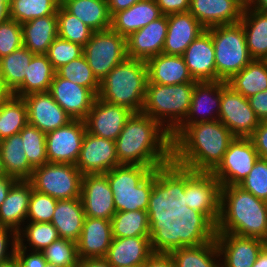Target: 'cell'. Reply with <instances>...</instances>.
<instances>
[{
  "instance_id": "cell-1",
  "label": "cell",
  "mask_w": 267,
  "mask_h": 267,
  "mask_svg": "<svg viewBox=\"0 0 267 267\" xmlns=\"http://www.w3.org/2000/svg\"><path fill=\"white\" fill-rule=\"evenodd\" d=\"M221 184L211 172L166 167L165 228L168 232H212L220 216Z\"/></svg>"
},
{
  "instance_id": "cell-2",
  "label": "cell",
  "mask_w": 267,
  "mask_h": 267,
  "mask_svg": "<svg viewBox=\"0 0 267 267\" xmlns=\"http://www.w3.org/2000/svg\"><path fill=\"white\" fill-rule=\"evenodd\" d=\"M115 147L120 165H143L155 170L172 163L171 133L142 112L128 118Z\"/></svg>"
},
{
  "instance_id": "cell-3",
  "label": "cell",
  "mask_w": 267,
  "mask_h": 267,
  "mask_svg": "<svg viewBox=\"0 0 267 267\" xmlns=\"http://www.w3.org/2000/svg\"><path fill=\"white\" fill-rule=\"evenodd\" d=\"M116 212L165 211L166 168L120 165L106 174Z\"/></svg>"
},
{
  "instance_id": "cell-4",
  "label": "cell",
  "mask_w": 267,
  "mask_h": 267,
  "mask_svg": "<svg viewBox=\"0 0 267 267\" xmlns=\"http://www.w3.org/2000/svg\"><path fill=\"white\" fill-rule=\"evenodd\" d=\"M235 139L219 120L188 125L172 141V162L195 172H212Z\"/></svg>"
},
{
  "instance_id": "cell-5",
  "label": "cell",
  "mask_w": 267,
  "mask_h": 267,
  "mask_svg": "<svg viewBox=\"0 0 267 267\" xmlns=\"http://www.w3.org/2000/svg\"><path fill=\"white\" fill-rule=\"evenodd\" d=\"M211 233H230L267 242V201L238 185L222 186L220 216Z\"/></svg>"
},
{
  "instance_id": "cell-6",
  "label": "cell",
  "mask_w": 267,
  "mask_h": 267,
  "mask_svg": "<svg viewBox=\"0 0 267 267\" xmlns=\"http://www.w3.org/2000/svg\"><path fill=\"white\" fill-rule=\"evenodd\" d=\"M147 82L146 61L126 58L100 82L97 97L138 113L144 106Z\"/></svg>"
},
{
  "instance_id": "cell-7",
  "label": "cell",
  "mask_w": 267,
  "mask_h": 267,
  "mask_svg": "<svg viewBox=\"0 0 267 267\" xmlns=\"http://www.w3.org/2000/svg\"><path fill=\"white\" fill-rule=\"evenodd\" d=\"M196 83L161 85L147 82L142 113L172 133L186 118Z\"/></svg>"
},
{
  "instance_id": "cell-8",
  "label": "cell",
  "mask_w": 267,
  "mask_h": 267,
  "mask_svg": "<svg viewBox=\"0 0 267 267\" xmlns=\"http://www.w3.org/2000/svg\"><path fill=\"white\" fill-rule=\"evenodd\" d=\"M176 267H221L220 254L211 232H166L161 244Z\"/></svg>"
},
{
  "instance_id": "cell-9",
  "label": "cell",
  "mask_w": 267,
  "mask_h": 267,
  "mask_svg": "<svg viewBox=\"0 0 267 267\" xmlns=\"http://www.w3.org/2000/svg\"><path fill=\"white\" fill-rule=\"evenodd\" d=\"M207 30L211 33L215 50L216 81L227 82L253 60L246 44L244 28L238 22Z\"/></svg>"
},
{
  "instance_id": "cell-10",
  "label": "cell",
  "mask_w": 267,
  "mask_h": 267,
  "mask_svg": "<svg viewBox=\"0 0 267 267\" xmlns=\"http://www.w3.org/2000/svg\"><path fill=\"white\" fill-rule=\"evenodd\" d=\"M82 177L75 164L47 162L34 168L29 181L35 191L64 200L80 198Z\"/></svg>"
},
{
  "instance_id": "cell-11",
  "label": "cell",
  "mask_w": 267,
  "mask_h": 267,
  "mask_svg": "<svg viewBox=\"0 0 267 267\" xmlns=\"http://www.w3.org/2000/svg\"><path fill=\"white\" fill-rule=\"evenodd\" d=\"M89 67L101 82L107 74L127 58L126 38L111 28L93 32L83 46Z\"/></svg>"
},
{
  "instance_id": "cell-12",
  "label": "cell",
  "mask_w": 267,
  "mask_h": 267,
  "mask_svg": "<svg viewBox=\"0 0 267 267\" xmlns=\"http://www.w3.org/2000/svg\"><path fill=\"white\" fill-rule=\"evenodd\" d=\"M218 120L222 122L235 137L248 138L260 120L250 107L248 99L235 92L227 82L221 81V104Z\"/></svg>"
},
{
  "instance_id": "cell-13",
  "label": "cell",
  "mask_w": 267,
  "mask_h": 267,
  "mask_svg": "<svg viewBox=\"0 0 267 267\" xmlns=\"http://www.w3.org/2000/svg\"><path fill=\"white\" fill-rule=\"evenodd\" d=\"M259 155L249 138L235 137L222 161L211 172L221 186L238 185L252 170Z\"/></svg>"
},
{
  "instance_id": "cell-14",
  "label": "cell",
  "mask_w": 267,
  "mask_h": 267,
  "mask_svg": "<svg viewBox=\"0 0 267 267\" xmlns=\"http://www.w3.org/2000/svg\"><path fill=\"white\" fill-rule=\"evenodd\" d=\"M113 238L136 236H164L165 211H121L112 217Z\"/></svg>"
},
{
  "instance_id": "cell-15",
  "label": "cell",
  "mask_w": 267,
  "mask_h": 267,
  "mask_svg": "<svg viewBox=\"0 0 267 267\" xmlns=\"http://www.w3.org/2000/svg\"><path fill=\"white\" fill-rule=\"evenodd\" d=\"M86 132L85 121L72 120L46 134L48 162L76 164Z\"/></svg>"
},
{
  "instance_id": "cell-16",
  "label": "cell",
  "mask_w": 267,
  "mask_h": 267,
  "mask_svg": "<svg viewBox=\"0 0 267 267\" xmlns=\"http://www.w3.org/2000/svg\"><path fill=\"white\" fill-rule=\"evenodd\" d=\"M221 104V81L197 82L185 120L171 133L172 141L190 124L218 120Z\"/></svg>"
},
{
  "instance_id": "cell-17",
  "label": "cell",
  "mask_w": 267,
  "mask_h": 267,
  "mask_svg": "<svg viewBox=\"0 0 267 267\" xmlns=\"http://www.w3.org/2000/svg\"><path fill=\"white\" fill-rule=\"evenodd\" d=\"M164 236L113 238L105 259L112 267L142 265L162 244Z\"/></svg>"
},
{
  "instance_id": "cell-18",
  "label": "cell",
  "mask_w": 267,
  "mask_h": 267,
  "mask_svg": "<svg viewBox=\"0 0 267 267\" xmlns=\"http://www.w3.org/2000/svg\"><path fill=\"white\" fill-rule=\"evenodd\" d=\"M75 165L83 175L106 174L114 167L120 166L115 141L97 137L86 131Z\"/></svg>"
},
{
  "instance_id": "cell-19",
  "label": "cell",
  "mask_w": 267,
  "mask_h": 267,
  "mask_svg": "<svg viewBox=\"0 0 267 267\" xmlns=\"http://www.w3.org/2000/svg\"><path fill=\"white\" fill-rule=\"evenodd\" d=\"M215 237L221 267H252L266 242L230 233H212Z\"/></svg>"
},
{
  "instance_id": "cell-20",
  "label": "cell",
  "mask_w": 267,
  "mask_h": 267,
  "mask_svg": "<svg viewBox=\"0 0 267 267\" xmlns=\"http://www.w3.org/2000/svg\"><path fill=\"white\" fill-rule=\"evenodd\" d=\"M132 113L124 106L111 104L96 97L84 120L86 131L97 137L115 141Z\"/></svg>"
},
{
  "instance_id": "cell-21",
  "label": "cell",
  "mask_w": 267,
  "mask_h": 267,
  "mask_svg": "<svg viewBox=\"0 0 267 267\" xmlns=\"http://www.w3.org/2000/svg\"><path fill=\"white\" fill-rule=\"evenodd\" d=\"M80 199L87 217L111 220L116 213L113 193L105 174H84Z\"/></svg>"
},
{
  "instance_id": "cell-22",
  "label": "cell",
  "mask_w": 267,
  "mask_h": 267,
  "mask_svg": "<svg viewBox=\"0 0 267 267\" xmlns=\"http://www.w3.org/2000/svg\"><path fill=\"white\" fill-rule=\"evenodd\" d=\"M22 98L27 106L28 124L45 134L73 120L49 92L31 93Z\"/></svg>"
},
{
  "instance_id": "cell-23",
  "label": "cell",
  "mask_w": 267,
  "mask_h": 267,
  "mask_svg": "<svg viewBox=\"0 0 267 267\" xmlns=\"http://www.w3.org/2000/svg\"><path fill=\"white\" fill-rule=\"evenodd\" d=\"M73 120H85L97 95L88 88L74 84L57 74L48 91Z\"/></svg>"
},
{
  "instance_id": "cell-24",
  "label": "cell",
  "mask_w": 267,
  "mask_h": 267,
  "mask_svg": "<svg viewBox=\"0 0 267 267\" xmlns=\"http://www.w3.org/2000/svg\"><path fill=\"white\" fill-rule=\"evenodd\" d=\"M167 31V16L162 15L130 34L126 38L127 58L147 61L149 58L163 53Z\"/></svg>"
},
{
  "instance_id": "cell-25",
  "label": "cell",
  "mask_w": 267,
  "mask_h": 267,
  "mask_svg": "<svg viewBox=\"0 0 267 267\" xmlns=\"http://www.w3.org/2000/svg\"><path fill=\"white\" fill-rule=\"evenodd\" d=\"M244 8L239 0H190L189 12L208 29L240 22Z\"/></svg>"
},
{
  "instance_id": "cell-26",
  "label": "cell",
  "mask_w": 267,
  "mask_h": 267,
  "mask_svg": "<svg viewBox=\"0 0 267 267\" xmlns=\"http://www.w3.org/2000/svg\"><path fill=\"white\" fill-rule=\"evenodd\" d=\"M182 56L194 80L216 81L215 50L207 29L187 47Z\"/></svg>"
},
{
  "instance_id": "cell-27",
  "label": "cell",
  "mask_w": 267,
  "mask_h": 267,
  "mask_svg": "<svg viewBox=\"0 0 267 267\" xmlns=\"http://www.w3.org/2000/svg\"><path fill=\"white\" fill-rule=\"evenodd\" d=\"M113 240L111 221L85 216L77 243L80 260L105 258Z\"/></svg>"
},
{
  "instance_id": "cell-28",
  "label": "cell",
  "mask_w": 267,
  "mask_h": 267,
  "mask_svg": "<svg viewBox=\"0 0 267 267\" xmlns=\"http://www.w3.org/2000/svg\"><path fill=\"white\" fill-rule=\"evenodd\" d=\"M168 31L163 53L182 56L187 47L205 28L188 11L167 15Z\"/></svg>"
},
{
  "instance_id": "cell-29",
  "label": "cell",
  "mask_w": 267,
  "mask_h": 267,
  "mask_svg": "<svg viewBox=\"0 0 267 267\" xmlns=\"http://www.w3.org/2000/svg\"><path fill=\"white\" fill-rule=\"evenodd\" d=\"M148 82L161 85L197 83L188 71L183 56L161 53L146 61Z\"/></svg>"
},
{
  "instance_id": "cell-30",
  "label": "cell",
  "mask_w": 267,
  "mask_h": 267,
  "mask_svg": "<svg viewBox=\"0 0 267 267\" xmlns=\"http://www.w3.org/2000/svg\"><path fill=\"white\" fill-rule=\"evenodd\" d=\"M161 16L162 13L155 0H141L128 9L114 13L111 16L110 28L127 38Z\"/></svg>"
},
{
  "instance_id": "cell-31",
  "label": "cell",
  "mask_w": 267,
  "mask_h": 267,
  "mask_svg": "<svg viewBox=\"0 0 267 267\" xmlns=\"http://www.w3.org/2000/svg\"><path fill=\"white\" fill-rule=\"evenodd\" d=\"M32 184L29 180H17L0 205V226L18 232L26 222Z\"/></svg>"
},
{
  "instance_id": "cell-32",
  "label": "cell",
  "mask_w": 267,
  "mask_h": 267,
  "mask_svg": "<svg viewBox=\"0 0 267 267\" xmlns=\"http://www.w3.org/2000/svg\"><path fill=\"white\" fill-rule=\"evenodd\" d=\"M85 212L80 198L58 200L51 223L59 237L77 242L83 227Z\"/></svg>"
},
{
  "instance_id": "cell-33",
  "label": "cell",
  "mask_w": 267,
  "mask_h": 267,
  "mask_svg": "<svg viewBox=\"0 0 267 267\" xmlns=\"http://www.w3.org/2000/svg\"><path fill=\"white\" fill-rule=\"evenodd\" d=\"M23 46L34 54H46L58 36L57 13L21 24Z\"/></svg>"
},
{
  "instance_id": "cell-34",
  "label": "cell",
  "mask_w": 267,
  "mask_h": 267,
  "mask_svg": "<svg viewBox=\"0 0 267 267\" xmlns=\"http://www.w3.org/2000/svg\"><path fill=\"white\" fill-rule=\"evenodd\" d=\"M250 56L267 60V12L245 6L240 20Z\"/></svg>"
},
{
  "instance_id": "cell-35",
  "label": "cell",
  "mask_w": 267,
  "mask_h": 267,
  "mask_svg": "<svg viewBox=\"0 0 267 267\" xmlns=\"http://www.w3.org/2000/svg\"><path fill=\"white\" fill-rule=\"evenodd\" d=\"M0 155L7 176L30 180L34 167L28 162L20 133L0 140Z\"/></svg>"
},
{
  "instance_id": "cell-36",
  "label": "cell",
  "mask_w": 267,
  "mask_h": 267,
  "mask_svg": "<svg viewBox=\"0 0 267 267\" xmlns=\"http://www.w3.org/2000/svg\"><path fill=\"white\" fill-rule=\"evenodd\" d=\"M61 5L94 32L111 26V14L107 0H61Z\"/></svg>"
},
{
  "instance_id": "cell-37",
  "label": "cell",
  "mask_w": 267,
  "mask_h": 267,
  "mask_svg": "<svg viewBox=\"0 0 267 267\" xmlns=\"http://www.w3.org/2000/svg\"><path fill=\"white\" fill-rule=\"evenodd\" d=\"M55 74L46 54H34L23 83L11 95L22 98L31 93L48 92Z\"/></svg>"
},
{
  "instance_id": "cell-38",
  "label": "cell",
  "mask_w": 267,
  "mask_h": 267,
  "mask_svg": "<svg viewBox=\"0 0 267 267\" xmlns=\"http://www.w3.org/2000/svg\"><path fill=\"white\" fill-rule=\"evenodd\" d=\"M34 53L24 46L0 59V82L7 94H12L24 81Z\"/></svg>"
},
{
  "instance_id": "cell-39",
  "label": "cell",
  "mask_w": 267,
  "mask_h": 267,
  "mask_svg": "<svg viewBox=\"0 0 267 267\" xmlns=\"http://www.w3.org/2000/svg\"><path fill=\"white\" fill-rule=\"evenodd\" d=\"M227 85L245 98L267 90V60L253 59Z\"/></svg>"
},
{
  "instance_id": "cell-40",
  "label": "cell",
  "mask_w": 267,
  "mask_h": 267,
  "mask_svg": "<svg viewBox=\"0 0 267 267\" xmlns=\"http://www.w3.org/2000/svg\"><path fill=\"white\" fill-rule=\"evenodd\" d=\"M28 124L23 98L8 94L1 102L0 140L18 134Z\"/></svg>"
},
{
  "instance_id": "cell-41",
  "label": "cell",
  "mask_w": 267,
  "mask_h": 267,
  "mask_svg": "<svg viewBox=\"0 0 267 267\" xmlns=\"http://www.w3.org/2000/svg\"><path fill=\"white\" fill-rule=\"evenodd\" d=\"M59 238L51 222H25L17 232L18 245L30 251L41 252Z\"/></svg>"
},
{
  "instance_id": "cell-42",
  "label": "cell",
  "mask_w": 267,
  "mask_h": 267,
  "mask_svg": "<svg viewBox=\"0 0 267 267\" xmlns=\"http://www.w3.org/2000/svg\"><path fill=\"white\" fill-rule=\"evenodd\" d=\"M60 4L61 0H12L10 19L23 24L34 18L54 15Z\"/></svg>"
},
{
  "instance_id": "cell-43",
  "label": "cell",
  "mask_w": 267,
  "mask_h": 267,
  "mask_svg": "<svg viewBox=\"0 0 267 267\" xmlns=\"http://www.w3.org/2000/svg\"><path fill=\"white\" fill-rule=\"evenodd\" d=\"M58 36L62 39L84 46L94 32L74 15L70 14L61 4L57 10Z\"/></svg>"
},
{
  "instance_id": "cell-44",
  "label": "cell",
  "mask_w": 267,
  "mask_h": 267,
  "mask_svg": "<svg viewBox=\"0 0 267 267\" xmlns=\"http://www.w3.org/2000/svg\"><path fill=\"white\" fill-rule=\"evenodd\" d=\"M56 74L61 78L68 79L74 84L91 89L98 95L100 82L94 76L84 55L58 68Z\"/></svg>"
},
{
  "instance_id": "cell-45",
  "label": "cell",
  "mask_w": 267,
  "mask_h": 267,
  "mask_svg": "<svg viewBox=\"0 0 267 267\" xmlns=\"http://www.w3.org/2000/svg\"><path fill=\"white\" fill-rule=\"evenodd\" d=\"M19 133L28 162L34 168L47 163L46 134L30 124H27Z\"/></svg>"
},
{
  "instance_id": "cell-46",
  "label": "cell",
  "mask_w": 267,
  "mask_h": 267,
  "mask_svg": "<svg viewBox=\"0 0 267 267\" xmlns=\"http://www.w3.org/2000/svg\"><path fill=\"white\" fill-rule=\"evenodd\" d=\"M41 252L47 263L60 267H77L80 260L77 243L63 238L57 239Z\"/></svg>"
},
{
  "instance_id": "cell-47",
  "label": "cell",
  "mask_w": 267,
  "mask_h": 267,
  "mask_svg": "<svg viewBox=\"0 0 267 267\" xmlns=\"http://www.w3.org/2000/svg\"><path fill=\"white\" fill-rule=\"evenodd\" d=\"M83 52L82 45L70 42L57 36L48 48L46 56L53 65L54 69L57 70L61 66L70 63L72 60L81 57Z\"/></svg>"
},
{
  "instance_id": "cell-48",
  "label": "cell",
  "mask_w": 267,
  "mask_h": 267,
  "mask_svg": "<svg viewBox=\"0 0 267 267\" xmlns=\"http://www.w3.org/2000/svg\"><path fill=\"white\" fill-rule=\"evenodd\" d=\"M57 201L50 195L33 189L29 199L26 222H51Z\"/></svg>"
},
{
  "instance_id": "cell-49",
  "label": "cell",
  "mask_w": 267,
  "mask_h": 267,
  "mask_svg": "<svg viewBox=\"0 0 267 267\" xmlns=\"http://www.w3.org/2000/svg\"><path fill=\"white\" fill-rule=\"evenodd\" d=\"M256 198L267 201V162L258 158L249 174L238 184Z\"/></svg>"
},
{
  "instance_id": "cell-50",
  "label": "cell",
  "mask_w": 267,
  "mask_h": 267,
  "mask_svg": "<svg viewBox=\"0 0 267 267\" xmlns=\"http://www.w3.org/2000/svg\"><path fill=\"white\" fill-rule=\"evenodd\" d=\"M23 46L21 24L13 19L0 23V59Z\"/></svg>"
},
{
  "instance_id": "cell-51",
  "label": "cell",
  "mask_w": 267,
  "mask_h": 267,
  "mask_svg": "<svg viewBox=\"0 0 267 267\" xmlns=\"http://www.w3.org/2000/svg\"><path fill=\"white\" fill-rule=\"evenodd\" d=\"M17 244V232L9 227L0 226V264L15 257Z\"/></svg>"
},
{
  "instance_id": "cell-52",
  "label": "cell",
  "mask_w": 267,
  "mask_h": 267,
  "mask_svg": "<svg viewBox=\"0 0 267 267\" xmlns=\"http://www.w3.org/2000/svg\"><path fill=\"white\" fill-rule=\"evenodd\" d=\"M15 258L19 267H44L47 263L42 252L26 250L18 244L15 250Z\"/></svg>"
},
{
  "instance_id": "cell-53",
  "label": "cell",
  "mask_w": 267,
  "mask_h": 267,
  "mask_svg": "<svg viewBox=\"0 0 267 267\" xmlns=\"http://www.w3.org/2000/svg\"><path fill=\"white\" fill-rule=\"evenodd\" d=\"M248 138L253 143L259 157L262 158L267 153V121H260Z\"/></svg>"
},
{
  "instance_id": "cell-54",
  "label": "cell",
  "mask_w": 267,
  "mask_h": 267,
  "mask_svg": "<svg viewBox=\"0 0 267 267\" xmlns=\"http://www.w3.org/2000/svg\"><path fill=\"white\" fill-rule=\"evenodd\" d=\"M144 267H176L169 252L160 245L157 250L147 259Z\"/></svg>"
},
{
  "instance_id": "cell-55",
  "label": "cell",
  "mask_w": 267,
  "mask_h": 267,
  "mask_svg": "<svg viewBox=\"0 0 267 267\" xmlns=\"http://www.w3.org/2000/svg\"><path fill=\"white\" fill-rule=\"evenodd\" d=\"M162 15L188 12L190 0H155Z\"/></svg>"
},
{
  "instance_id": "cell-56",
  "label": "cell",
  "mask_w": 267,
  "mask_h": 267,
  "mask_svg": "<svg viewBox=\"0 0 267 267\" xmlns=\"http://www.w3.org/2000/svg\"><path fill=\"white\" fill-rule=\"evenodd\" d=\"M250 107L260 121H267V90L247 98Z\"/></svg>"
},
{
  "instance_id": "cell-57",
  "label": "cell",
  "mask_w": 267,
  "mask_h": 267,
  "mask_svg": "<svg viewBox=\"0 0 267 267\" xmlns=\"http://www.w3.org/2000/svg\"><path fill=\"white\" fill-rule=\"evenodd\" d=\"M141 0H107V4L109 7V12L111 16L118 11L128 9L136 2Z\"/></svg>"
},
{
  "instance_id": "cell-58",
  "label": "cell",
  "mask_w": 267,
  "mask_h": 267,
  "mask_svg": "<svg viewBox=\"0 0 267 267\" xmlns=\"http://www.w3.org/2000/svg\"><path fill=\"white\" fill-rule=\"evenodd\" d=\"M16 181H17L16 179L7 175L0 177V205L6 199L10 188Z\"/></svg>"
},
{
  "instance_id": "cell-59",
  "label": "cell",
  "mask_w": 267,
  "mask_h": 267,
  "mask_svg": "<svg viewBox=\"0 0 267 267\" xmlns=\"http://www.w3.org/2000/svg\"><path fill=\"white\" fill-rule=\"evenodd\" d=\"M77 267H112L105 258H88L79 260Z\"/></svg>"
},
{
  "instance_id": "cell-60",
  "label": "cell",
  "mask_w": 267,
  "mask_h": 267,
  "mask_svg": "<svg viewBox=\"0 0 267 267\" xmlns=\"http://www.w3.org/2000/svg\"><path fill=\"white\" fill-rule=\"evenodd\" d=\"M252 267H267V244L259 252L256 262Z\"/></svg>"
},
{
  "instance_id": "cell-61",
  "label": "cell",
  "mask_w": 267,
  "mask_h": 267,
  "mask_svg": "<svg viewBox=\"0 0 267 267\" xmlns=\"http://www.w3.org/2000/svg\"><path fill=\"white\" fill-rule=\"evenodd\" d=\"M10 19L9 5L0 0V23Z\"/></svg>"
},
{
  "instance_id": "cell-62",
  "label": "cell",
  "mask_w": 267,
  "mask_h": 267,
  "mask_svg": "<svg viewBox=\"0 0 267 267\" xmlns=\"http://www.w3.org/2000/svg\"><path fill=\"white\" fill-rule=\"evenodd\" d=\"M249 7L262 12H267V0H252Z\"/></svg>"
},
{
  "instance_id": "cell-63",
  "label": "cell",
  "mask_w": 267,
  "mask_h": 267,
  "mask_svg": "<svg viewBox=\"0 0 267 267\" xmlns=\"http://www.w3.org/2000/svg\"><path fill=\"white\" fill-rule=\"evenodd\" d=\"M0 267H19V264H18L16 258L13 257L12 259H10L4 263H1Z\"/></svg>"
},
{
  "instance_id": "cell-64",
  "label": "cell",
  "mask_w": 267,
  "mask_h": 267,
  "mask_svg": "<svg viewBox=\"0 0 267 267\" xmlns=\"http://www.w3.org/2000/svg\"><path fill=\"white\" fill-rule=\"evenodd\" d=\"M8 94L3 90L1 82H0V102L7 96Z\"/></svg>"
},
{
  "instance_id": "cell-65",
  "label": "cell",
  "mask_w": 267,
  "mask_h": 267,
  "mask_svg": "<svg viewBox=\"0 0 267 267\" xmlns=\"http://www.w3.org/2000/svg\"><path fill=\"white\" fill-rule=\"evenodd\" d=\"M6 175L4 168H3V164H2V159H1V155H0V177Z\"/></svg>"
},
{
  "instance_id": "cell-66",
  "label": "cell",
  "mask_w": 267,
  "mask_h": 267,
  "mask_svg": "<svg viewBox=\"0 0 267 267\" xmlns=\"http://www.w3.org/2000/svg\"><path fill=\"white\" fill-rule=\"evenodd\" d=\"M239 1L242 2L245 6H249L252 0H239Z\"/></svg>"
},
{
  "instance_id": "cell-67",
  "label": "cell",
  "mask_w": 267,
  "mask_h": 267,
  "mask_svg": "<svg viewBox=\"0 0 267 267\" xmlns=\"http://www.w3.org/2000/svg\"><path fill=\"white\" fill-rule=\"evenodd\" d=\"M44 267H60V266H57L55 264L46 263V265Z\"/></svg>"
},
{
  "instance_id": "cell-68",
  "label": "cell",
  "mask_w": 267,
  "mask_h": 267,
  "mask_svg": "<svg viewBox=\"0 0 267 267\" xmlns=\"http://www.w3.org/2000/svg\"><path fill=\"white\" fill-rule=\"evenodd\" d=\"M2 1L5 2V3H7L9 6H10V4L12 2V0H2Z\"/></svg>"
},
{
  "instance_id": "cell-69",
  "label": "cell",
  "mask_w": 267,
  "mask_h": 267,
  "mask_svg": "<svg viewBox=\"0 0 267 267\" xmlns=\"http://www.w3.org/2000/svg\"><path fill=\"white\" fill-rule=\"evenodd\" d=\"M127 267H144V264H142V265L127 266Z\"/></svg>"
},
{
  "instance_id": "cell-70",
  "label": "cell",
  "mask_w": 267,
  "mask_h": 267,
  "mask_svg": "<svg viewBox=\"0 0 267 267\" xmlns=\"http://www.w3.org/2000/svg\"><path fill=\"white\" fill-rule=\"evenodd\" d=\"M262 158L267 162V153Z\"/></svg>"
}]
</instances>
